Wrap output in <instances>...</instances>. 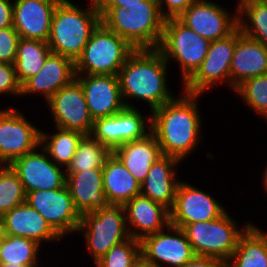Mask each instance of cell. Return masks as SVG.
Masks as SVG:
<instances>
[{
  "instance_id": "e575fe53",
  "label": "cell",
  "mask_w": 267,
  "mask_h": 267,
  "mask_svg": "<svg viewBox=\"0 0 267 267\" xmlns=\"http://www.w3.org/2000/svg\"><path fill=\"white\" fill-rule=\"evenodd\" d=\"M140 256V241L130 236L110 248L95 264L96 267H132Z\"/></svg>"
},
{
  "instance_id": "6da1fadb",
  "label": "cell",
  "mask_w": 267,
  "mask_h": 267,
  "mask_svg": "<svg viewBox=\"0 0 267 267\" xmlns=\"http://www.w3.org/2000/svg\"><path fill=\"white\" fill-rule=\"evenodd\" d=\"M152 111L151 132L156 137L162 155L182 161L200 143L201 118L197 98L201 94L182 92Z\"/></svg>"
},
{
  "instance_id": "e0dca14e",
  "label": "cell",
  "mask_w": 267,
  "mask_h": 267,
  "mask_svg": "<svg viewBox=\"0 0 267 267\" xmlns=\"http://www.w3.org/2000/svg\"><path fill=\"white\" fill-rule=\"evenodd\" d=\"M18 157L9 166L18 175L25 192L53 190L66 186V174L61 171L42 148ZM48 156V157H47Z\"/></svg>"
},
{
  "instance_id": "5bb4252c",
  "label": "cell",
  "mask_w": 267,
  "mask_h": 267,
  "mask_svg": "<svg viewBox=\"0 0 267 267\" xmlns=\"http://www.w3.org/2000/svg\"><path fill=\"white\" fill-rule=\"evenodd\" d=\"M167 231L164 233L163 229L144 237L140 241L141 256L156 267H162L161 262L167 267H182L196 255L182 228L170 224Z\"/></svg>"
},
{
  "instance_id": "83f0119b",
  "label": "cell",
  "mask_w": 267,
  "mask_h": 267,
  "mask_svg": "<svg viewBox=\"0 0 267 267\" xmlns=\"http://www.w3.org/2000/svg\"><path fill=\"white\" fill-rule=\"evenodd\" d=\"M227 267H267V233L250 223L239 237Z\"/></svg>"
},
{
  "instance_id": "f546056e",
  "label": "cell",
  "mask_w": 267,
  "mask_h": 267,
  "mask_svg": "<svg viewBox=\"0 0 267 267\" xmlns=\"http://www.w3.org/2000/svg\"><path fill=\"white\" fill-rule=\"evenodd\" d=\"M238 1L236 11L241 33L267 47V3L264 0ZM244 15L249 24L244 20Z\"/></svg>"
},
{
  "instance_id": "ab89813d",
  "label": "cell",
  "mask_w": 267,
  "mask_h": 267,
  "mask_svg": "<svg viewBox=\"0 0 267 267\" xmlns=\"http://www.w3.org/2000/svg\"><path fill=\"white\" fill-rule=\"evenodd\" d=\"M182 267H227V261L205 256H195Z\"/></svg>"
},
{
  "instance_id": "9a60e30c",
  "label": "cell",
  "mask_w": 267,
  "mask_h": 267,
  "mask_svg": "<svg viewBox=\"0 0 267 267\" xmlns=\"http://www.w3.org/2000/svg\"><path fill=\"white\" fill-rule=\"evenodd\" d=\"M207 0H197L178 19L198 35L210 40L227 37L238 27V16Z\"/></svg>"
},
{
  "instance_id": "4316f807",
  "label": "cell",
  "mask_w": 267,
  "mask_h": 267,
  "mask_svg": "<svg viewBox=\"0 0 267 267\" xmlns=\"http://www.w3.org/2000/svg\"><path fill=\"white\" fill-rule=\"evenodd\" d=\"M103 173V189L110 205H125L140 194V183L113 154L106 159Z\"/></svg>"
},
{
  "instance_id": "603a6c76",
  "label": "cell",
  "mask_w": 267,
  "mask_h": 267,
  "mask_svg": "<svg viewBox=\"0 0 267 267\" xmlns=\"http://www.w3.org/2000/svg\"><path fill=\"white\" fill-rule=\"evenodd\" d=\"M0 227L6 235L25 237L38 244L61 238L44 217L26 202L5 213L0 218Z\"/></svg>"
},
{
  "instance_id": "4fadbf2b",
  "label": "cell",
  "mask_w": 267,
  "mask_h": 267,
  "mask_svg": "<svg viewBox=\"0 0 267 267\" xmlns=\"http://www.w3.org/2000/svg\"><path fill=\"white\" fill-rule=\"evenodd\" d=\"M56 127L90 135L94 120L90 115L81 84L74 79L48 101Z\"/></svg>"
},
{
  "instance_id": "8d00e7d4",
  "label": "cell",
  "mask_w": 267,
  "mask_h": 267,
  "mask_svg": "<svg viewBox=\"0 0 267 267\" xmlns=\"http://www.w3.org/2000/svg\"><path fill=\"white\" fill-rule=\"evenodd\" d=\"M19 39L13 26L0 30V62L14 64Z\"/></svg>"
},
{
  "instance_id": "4dcf8cb0",
  "label": "cell",
  "mask_w": 267,
  "mask_h": 267,
  "mask_svg": "<svg viewBox=\"0 0 267 267\" xmlns=\"http://www.w3.org/2000/svg\"><path fill=\"white\" fill-rule=\"evenodd\" d=\"M57 133L48 135L46 132L40 133V147L56 165L68 167L71 159L75 155L79 142L85 136L83 133L73 130H66L56 127Z\"/></svg>"
},
{
  "instance_id": "f6af8a7d",
  "label": "cell",
  "mask_w": 267,
  "mask_h": 267,
  "mask_svg": "<svg viewBox=\"0 0 267 267\" xmlns=\"http://www.w3.org/2000/svg\"><path fill=\"white\" fill-rule=\"evenodd\" d=\"M1 266L2 267H27V266H24L22 264H18V265L2 264Z\"/></svg>"
},
{
  "instance_id": "2e32d148",
  "label": "cell",
  "mask_w": 267,
  "mask_h": 267,
  "mask_svg": "<svg viewBox=\"0 0 267 267\" xmlns=\"http://www.w3.org/2000/svg\"><path fill=\"white\" fill-rule=\"evenodd\" d=\"M169 211L170 224L179 228L190 223L215 220L226 212L209 194L181 181Z\"/></svg>"
},
{
  "instance_id": "d590c367",
  "label": "cell",
  "mask_w": 267,
  "mask_h": 267,
  "mask_svg": "<svg viewBox=\"0 0 267 267\" xmlns=\"http://www.w3.org/2000/svg\"><path fill=\"white\" fill-rule=\"evenodd\" d=\"M250 108L267 119V74L248 78L235 88Z\"/></svg>"
},
{
  "instance_id": "52a82bcc",
  "label": "cell",
  "mask_w": 267,
  "mask_h": 267,
  "mask_svg": "<svg viewBox=\"0 0 267 267\" xmlns=\"http://www.w3.org/2000/svg\"><path fill=\"white\" fill-rule=\"evenodd\" d=\"M210 43V40L192 31L178 18H170L165 20L157 50L167 63L172 58L180 64L184 83L203 62Z\"/></svg>"
},
{
  "instance_id": "3957f363",
  "label": "cell",
  "mask_w": 267,
  "mask_h": 267,
  "mask_svg": "<svg viewBox=\"0 0 267 267\" xmlns=\"http://www.w3.org/2000/svg\"><path fill=\"white\" fill-rule=\"evenodd\" d=\"M101 22L123 37L135 50L157 49L163 35L165 18L157 0H145L144 5L98 7Z\"/></svg>"
},
{
  "instance_id": "ac0fdd59",
  "label": "cell",
  "mask_w": 267,
  "mask_h": 267,
  "mask_svg": "<svg viewBox=\"0 0 267 267\" xmlns=\"http://www.w3.org/2000/svg\"><path fill=\"white\" fill-rule=\"evenodd\" d=\"M75 79L83 88L93 120L115 115L125 107L118 75L76 74Z\"/></svg>"
},
{
  "instance_id": "484cf974",
  "label": "cell",
  "mask_w": 267,
  "mask_h": 267,
  "mask_svg": "<svg viewBox=\"0 0 267 267\" xmlns=\"http://www.w3.org/2000/svg\"><path fill=\"white\" fill-rule=\"evenodd\" d=\"M112 153L140 184L145 180L153 163L162 156L160 146L152 132L144 138L124 143Z\"/></svg>"
},
{
  "instance_id": "74e56055",
  "label": "cell",
  "mask_w": 267,
  "mask_h": 267,
  "mask_svg": "<svg viewBox=\"0 0 267 267\" xmlns=\"http://www.w3.org/2000/svg\"><path fill=\"white\" fill-rule=\"evenodd\" d=\"M2 93L21 95V85L17 81L14 64L0 62V95Z\"/></svg>"
},
{
  "instance_id": "cb8c5ba5",
  "label": "cell",
  "mask_w": 267,
  "mask_h": 267,
  "mask_svg": "<svg viewBox=\"0 0 267 267\" xmlns=\"http://www.w3.org/2000/svg\"><path fill=\"white\" fill-rule=\"evenodd\" d=\"M102 168L66 173V186L80 215L104 209L110 204L103 189Z\"/></svg>"
},
{
  "instance_id": "1f68e13d",
  "label": "cell",
  "mask_w": 267,
  "mask_h": 267,
  "mask_svg": "<svg viewBox=\"0 0 267 267\" xmlns=\"http://www.w3.org/2000/svg\"><path fill=\"white\" fill-rule=\"evenodd\" d=\"M112 151L95 140L91 135H85L79 142L75 155L65 173H77L88 169L103 168L106 159Z\"/></svg>"
},
{
  "instance_id": "9c48e42d",
  "label": "cell",
  "mask_w": 267,
  "mask_h": 267,
  "mask_svg": "<svg viewBox=\"0 0 267 267\" xmlns=\"http://www.w3.org/2000/svg\"><path fill=\"white\" fill-rule=\"evenodd\" d=\"M235 43L236 29L225 38L211 41L203 62L183 83V91L190 94H203L215 83H222L225 80L230 86V65Z\"/></svg>"
},
{
  "instance_id": "f35d334b",
  "label": "cell",
  "mask_w": 267,
  "mask_h": 267,
  "mask_svg": "<svg viewBox=\"0 0 267 267\" xmlns=\"http://www.w3.org/2000/svg\"><path fill=\"white\" fill-rule=\"evenodd\" d=\"M161 14L165 19L178 18L197 0H157ZM166 5V11L162 5ZM163 8V9H162Z\"/></svg>"
},
{
  "instance_id": "7a4b0ae2",
  "label": "cell",
  "mask_w": 267,
  "mask_h": 267,
  "mask_svg": "<svg viewBox=\"0 0 267 267\" xmlns=\"http://www.w3.org/2000/svg\"><path fill=\"white\" fill-rule=\"evenodd\" d=\"M167 64L157 49H138L127 58L118 73L125 107H135L127 98L140 99L149 103L152 112L174 98L166 84Z\"/></svg>"
},
{
  "instance_id": "d4e9b609",
  "label": "cell",
  "mask_w": 267,
  "mask_h": 267,
  "mask_svg": "<svg viewBox=\"0 0 267 267\" xmlns=\"http://www.w3.org/2000/svg\"><path fill=\"white\" fill-rule=\"evenodd\" d=\"M180 162L179 159L172 156H160L151 166L145 180L140 184V194L170 210L173 207L180 183L175 177L174 168Z\"/></svg>"
},
{
  "instance_id": "8992f818",
  "label": "cell",
  "mask_w": 267,
  "mask_h": 267,
  "mask_svg": "<svg viewBox=\"0 0 267 267\" xmlns=\"http://www.w3.org/2000/svg\"><path fill=\"white\" fill-rule=\"evenodd\" d=\"M226 212L210 221L186 224L182 229L196 256L215 257L228 261L233 254L243 231L238 230L236 222Z\"/></svg>"
},
{
  "instance_id": "ba28073f",
  "label": "cell",
  "mask_w": 267,
  "mask_h": 267,
  "mask_svg": "<svg viewBox=\"0 0 267 267\" xmlns=\"http://www.w3.org/2000/svg\"><path fill=\"white\" fill-rule=\"evenodd\" d=\"M78 231L84 232L87 249L96 263L110 248L130 237L124 205H109L104 209L82 214Z\"/></svg>"
},
{
  "instance_id": "d6986e66",
  "label": "cell",
  "mask_w": 267,
  "mask_h": 267,
  "mask_svg": "<svg viewBox=\"0 0 267 267\" xmlns=\"http://www.w3.org/2000/svg\"><path fill=\"white\" fill-rule=\"evenodd\" d=\"M60 0H15L13 27L20 38L47 42L51 19Z\"/></svg>"
},
{
  "instance_id": "bcb514c9",
  "label": "cell",
  "mask_w": 267,
  "mask_h": 267,
  "mask_svg": "<svg viewBox=\"0 0 267 267\" xmlns=\"http://www.w3.org/2000/svg\"><path fill=\"white\" fill-rule=\"evenodd\" d=\"M3 237H4V233L2 232V229L0 227V249H1Z\"/></svg>"
},
{
  "instance_id": "44dd1931",
  "label": "cell",
  "mask_w": 267,
  "mask_h": 267,
  "mask_svg": "<svg viewBox=\"0 0 267 267\" xmlns=\"http://www.w3.org/2000/svg\"><path fill=\"white\" fill-rule=\"evenodd\" d=\"M124 208L128 233L132 238L139 241L170 225L169 209L142 194L132 198L124 205ZM130 227H134V229L131 230Z\"/></svg>"
},
{
  "instance_id": "5b68a950",
  "label": "cell",
  "mask_w": 267,
  "mask_h": 267,
  "mask_svg": "<svg viewBox=\"0 0 267 267\" xmlns=\"http://www.w3.org/2000/svg\"><path fill=\"white\" fill-rule=\"evenodd\" d=\"M135 49L102 22L93 30L87 45L74 62L75 74L118 75Z\"/></svg>"
},
{
  "instance_id": "30bf717a",
  "label": "cell",
  "mask_w": 267,
  "mask_h": 267,
  "mask_svg": "<svg viewBox=\"0 0 267 267\" xmlns=\"http://www.w3.org/2000/svg\"><path fill=\"white\" fill-rule=\"evenodd\" d=\"M25 202L39 212L61 238L78 230L81 215L67 186L27 192Z\"/></svg>"
},
{
  "instance_id": "277c9868",
  "label": "cell",
  "mask_w": 267,
  "mask_h": 267,
  "mask_svg": "<svg viewBox=\"0 0 267 267\" xmlns=\"http://www.w3.org/2000/svg\"><path fill=\"white\" fill-rule=\"evenodd\" d=\"M87 10L69 0H60L54 9L48 45L53 53L68 57L74 62L87 45L93 30L101 22L95 0Z\"/></svg>"
},
{
  "instance_id": "f1b7e54d",
  "label": "cell",
  "mask_w": 267,
  "mask_h": 267,
  "mask_svg": "<svg viewBox=\"0 0 267 267\" xmlns=\"http://www.w3.org/2000/svg\"><path fill=\"white\" fill-rule=\"evenodd\" d=\"M52 53L48 42L37 39L20 38L14 62L17 81L22 85L36 75Z\"/></svg>"
},
{
  "instance_id": "7402d4cb",
  "label": "cell",
  "mask_w": 267,
  "mask_h": 267,
  "mask_svg": "<svg viewBox=\"0 0 267 267\" xmlns=\"http://www.w3.org/2000/svg\"><path fill=\"white\" fill-rule=\"evenodd\" d=\"M75 77L74 61L52 52L41 70L21 85V95L40 92L48 101L60 88L69 85Z\"/></svg>"
},
{
  "instance_id": "60d3db41",
  "label": "cell",
  "mask_w": 267,
  "mask_h": 267,
  "mask_svg": "<svg viewBox=\"0 0 267 267\" xmlns=\"http://www.w3.org/2000/svg\"><path fill=\"white\" fill-rule=\"evenodd\" d=\"M13 26V3L0 0V30Z\"/></svg>"
},
{
  "instance_id": "8fae6325",
  "label": "cell",
  "mask_w": 267,
  "mask_h": 267,
  "mask_svg": "<svg viewBox=\"0 0 267 267\" xmlns=\"http://www.w3.org/2000/svg\"><path fill=\"white\" fill-rule=\"evenodd\" d=\"M40 133L18 110H0V165H10L40 147Z\"/></svg>"
},
{
  "instance_id": "836d02e7",
  "label": "cell",
  "mask_w": 267,
  "mask_h": 267,
  "mask_svg": "<svg viewBox=\"0 0 267 267\" xmlns=\"http://www.w3.org/2000/svg\"><path fill=\"white\" fill-rule=\"evenodd\" d=\"M26 192L18 175L9 165H0V218L25 203Z\"/></svg>"
},
{
  "instance_id": "d6a6232c",
  "label": "cell",
  "mask_w": 267,
  "mask_h": 267,
  "mask_svg": "<svg viewBox=\"0 0 267 267\" xmlns=\"http://www.w3.org/2000/svg\"><path fill=\"white\" fill-rule=\"evenodd\" d=\"M40 246L31 239L4 234L0 249V264L36 267Z\"/></svg>"
},
{
  "instance_id": "7c38bea8",
  "label": "cell",
  "mask_w": 267,
  "mask_h": 267,
  "mask_svg": "<svg viewBox=\"0 0 267 267\" xmlns=\"http://www.w3.org/2000/svg\"><path fill=\"white\" fill-rule=\"evenodd\" d=\"M147 119L148 124L138 109L124 107L115 115L95 119L90 135L113 151L124 143L144 138L149 134L151 116Z\"/></svg>"
},
{
  "instance_id": "7bdbcfd3",
  "label": "cell",
  "mask_w": 267,
  "mask_h": 267,
  "mask_svg": "<svg viewBox=\"0 0 267 267\" xmlns=\"http://www.w3.org/2000/svg\"><path fill=\"white\" fill-rule=\"evenodd\" d=\"M132 267H156V266L151 262L146 261L142 256H140Z\"/></svg>"
},
{
  "instance_id": "ffe728a7",
  "label": "cell",
  "mask_w": 267,
  "mask_h": 267,
  "mask_svg": "<svg viewBox=\"0 0 267 267\" xmlns=\"http://www.w3.org/2000/svg\"><path fill=\"white\" fill-rule=\"evenodd\" d=\"M267 74V47L236 28V43L230 65L232 90L248 78Z\"/></svg>"
},
{
  "instance_id": "ee69618b",
  "label": "cell",
  "mask_w": 267,
  "mask_h": 267,
  "mask_svg": "<svg viewBox=\"0 0 267 267\" xmlns=\"http://www.w3.org/2000/svg\"><path fill=\"white\" fill-rule=\"evenodd\" d=\"M264 175H263V184H264V188H265V191H266V193H267V167H266V169H265V173H263Z\"/></svg>"
},
{
  "instance_id": "b9f144b4",
  "label": "cell",
  "mask_w": 267,
  "mask_h": 267,
  "mask_svg": "<svg viewBox=\"0 0 267 267\" xmlns=\"http://www.w3.org/2000/svg\"><path fill=\"white\" fill-rule=\"evenodd\" d=\"M97 7H124L126 10L131 6L144 5L145 0H95Z\"/></svg>"
}]
</instances>
